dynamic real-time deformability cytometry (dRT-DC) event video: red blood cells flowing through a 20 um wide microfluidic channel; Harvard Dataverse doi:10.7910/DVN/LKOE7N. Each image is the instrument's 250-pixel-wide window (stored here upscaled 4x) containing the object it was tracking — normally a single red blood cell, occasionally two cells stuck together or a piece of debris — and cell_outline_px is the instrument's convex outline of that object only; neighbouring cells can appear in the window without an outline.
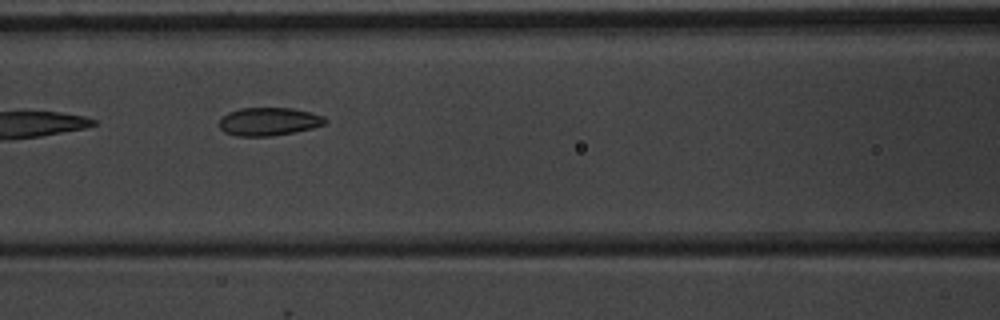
{"species": "common noctule bat (a hibernating species)", "species_latin": "Nyctalus noctula", "temperature_condition": "warm", "stored_images_in_passage": 6, "camera_frame_rate_fps": 3000, "um_per_image_px": 0.085, "animal": {"sex": "male", "body_mass_g": 20.1, "forearm_length_mm": 53.5}, "frame": {"image": 1, "passage_image": 3, "time_ms": 2.333, "image_size_px": [1000, 320], "cell_outline_px": [[328, 120], [324, 124], [312, 128], [272, 136], [236, 136], [224, 132], [220, 128], [220, 116], [228, 112], [240, 108], [292, 108], [312, 112], [324, 116]], "centroid_in_image_um": [22.83, 10.32], "position_along_channel_um": 143.8, "area_um2": 17.46}}
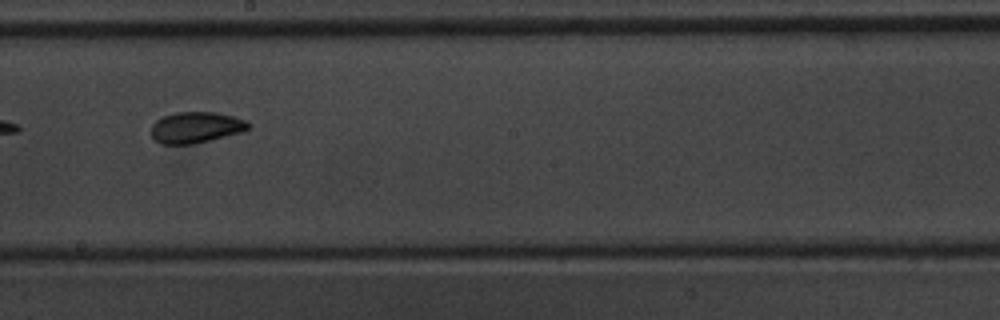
{"frame": {"image": 2, "passage_image": 5, "time_ms": 4.667, "image_size_px": [1000, 320], "cell_outline_px": [[252, 124], [248, 128], [240, 132], [192, 144], [160, 144], [152, 136], [152, 124], [156, 120], [164, 116], [176, 112], [216, 112], [248, 120]], "centroid_in_image_um": [16.65, 10.82], "position_along_channel_um": 231.5, "area_um2": 17.46}}
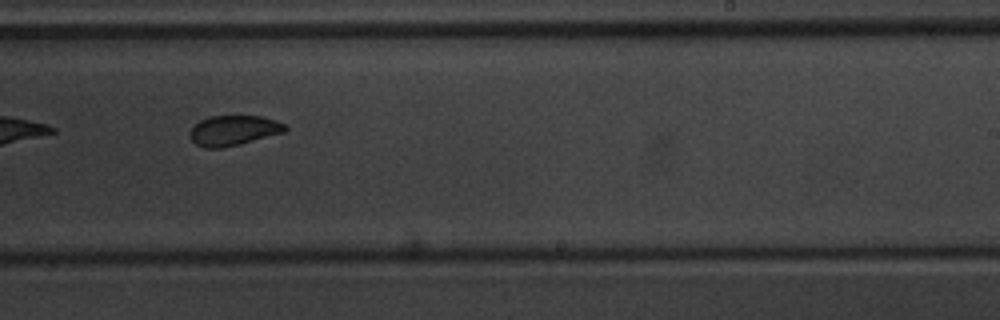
{"frame": {"image": 3, "passage_image": 6, "time_ms": 5.667, "image_size_px": [1000, 320], "cell_outline_px": [[288, 128], [284, 132], [240, 144], [220, 148], [204, 148], [196, 144], [188, 136], [188, 132], [200, 120], [208, 116], [260, 116], [284, 124]], "centroid_in_image_um": [19.8, 11.09], "position_along_channel_um": 269.2, "area_um2": 16.59}}